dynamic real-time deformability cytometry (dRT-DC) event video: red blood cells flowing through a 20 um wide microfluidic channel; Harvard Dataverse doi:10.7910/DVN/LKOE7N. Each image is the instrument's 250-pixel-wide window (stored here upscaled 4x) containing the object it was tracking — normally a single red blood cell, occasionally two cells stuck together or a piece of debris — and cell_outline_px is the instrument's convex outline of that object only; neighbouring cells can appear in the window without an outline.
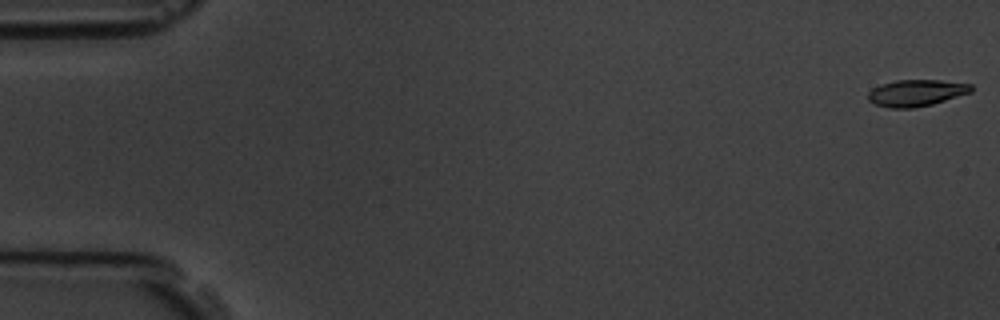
{"species": "common noctule bat (a hibernating species)", "species_latin": "Nyctalus noctula", "temperature_condition": "room temperature", "stored_images_in_passage": 9, "camera_frame_rate_fps": 3000, "um_per_image_px": 0.085, "animal": {"sex": "male", "body_mass_g": 19.5, "forearm_length_mm": 54.6}, "frame": {"image": 1, "passage_image": 1, "time_ms": 0.0, "image_size_px": [1000, 320], "cell_outline_px": [[972, 92], [932, 104], [912, 108], [888, 108], [876, 104], [868, 100], [868, 92], [872, 88], [896, 80], [940, 80], [972, 84]], "centroid_in_image_um": [77.89, 7.9], "position_along_channel_um": 7.1, "area_um2": 15.9}}
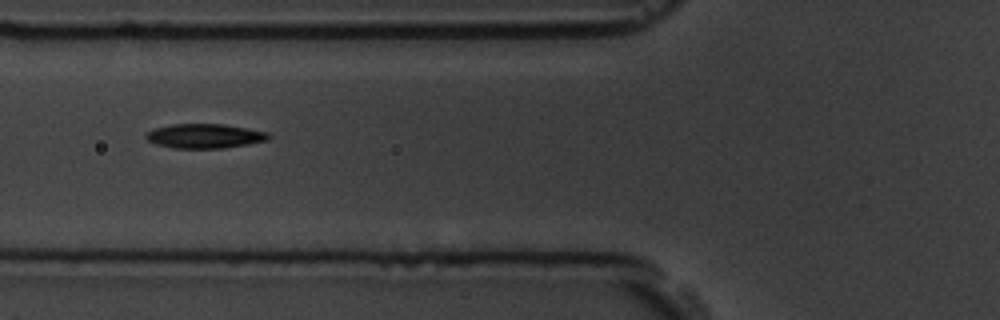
{"frame": {"image": 2, "passage_image": 7, "time_ms": 7.0, "image_size_px": [1000, 320], "cell_outline_px": [[272, 136], [268, 140], [248, 144], [224, 148], [172, 148], [156, 144], [148, 140], [144, 136], [152, 128], [172, 124], [224, 124], [248, 128], [268, 132]], "centroid_in_image_um": [17.41, 11.56], "position_along_channel_um": 108.4, "area_um2": 17.57}}
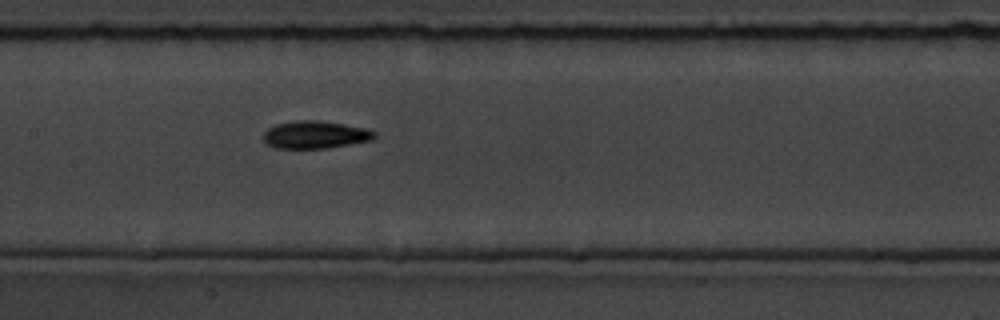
{"frame": {"image": 3, "passage_image": 9, "time_ms": 9.0, "image_size_px": [1000, 320], "cell_outline_px": [[376, 136], [372, 140], [328, 148], [276, 148], [268, 144], [264, 140], [264, 132], [268, 128], [276, 124], [296, 120], [320, 120], [368, 128], [376, 132]], "centroid_in_image_um": [26.82, 11.44], "position_along_channel_um": 180.6, "area_um2": 17.92}}